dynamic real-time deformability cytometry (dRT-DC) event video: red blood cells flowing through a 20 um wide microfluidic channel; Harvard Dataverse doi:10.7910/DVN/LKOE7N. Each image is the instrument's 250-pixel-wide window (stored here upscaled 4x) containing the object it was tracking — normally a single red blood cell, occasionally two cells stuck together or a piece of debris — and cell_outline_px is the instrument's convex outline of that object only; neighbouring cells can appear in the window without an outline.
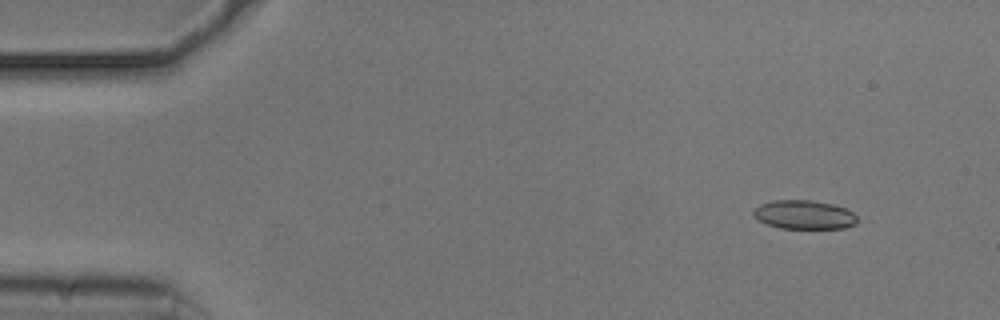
{"species": "common noctule bat (a hibernating species)", "species_latin": "Nyctalus noctula", "temperature_condition": "cold", "stored_images_in_passage": 13, "camera_frame_rate_fps": 3000, "um_per_image_px": 0.085, "animal": {"sex": "male", "body_mass_g": 20.5, "forearm_length_mm": 52.5}, "frame": {"image": 1, "passage_image": 2, "time_ms": 0.333, "image_size_px": [1000, 320], "cell_outline_px": [[856, 224], [844, 228], [780, 228], [768, 224], [752, 216], [752, 212], [760, 204], [772, 200], [812, 200], [836, 204], [852, 212], [856, 216]], "centroid_in_image_um": [68.35, 18.24], "position_along_channel_um": 16.7, "area_um2": 17.46}}